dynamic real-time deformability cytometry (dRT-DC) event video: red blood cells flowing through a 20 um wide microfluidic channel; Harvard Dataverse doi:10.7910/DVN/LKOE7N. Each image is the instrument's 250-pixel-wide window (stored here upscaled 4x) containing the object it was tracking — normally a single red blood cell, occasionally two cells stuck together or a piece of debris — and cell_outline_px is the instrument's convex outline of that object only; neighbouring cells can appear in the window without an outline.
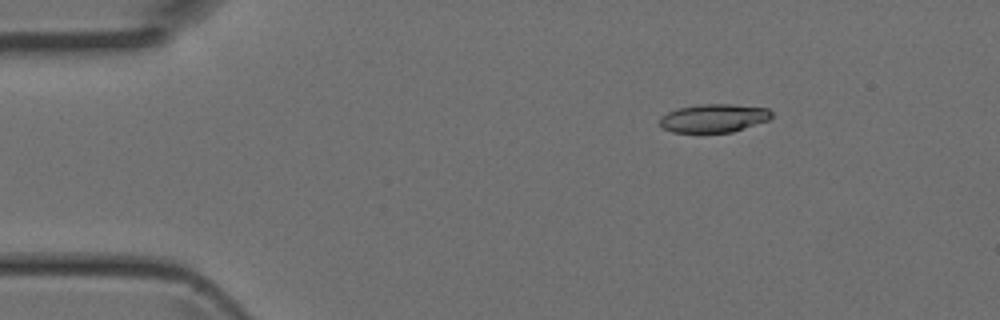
{"species": "Egyptian fruit bat (a non-hibernating species)", "species_latin": "Rousettus aegyptiacus", "temperature_condition": "room temperature", "stored_images_in_passage": 4, "camera_frame_rate_fps": 3000, "um_per_image_px": 0.085, "animal": {"sex": "female"}, "frame": {"image": 1, "passage_image": 1, "time_ms": 0.0, "image_size_px": [1000, 320], "cell_outline_px": [[772, 116], [768, 120], [732, 132], [672, 132], [664, 128], [660, 124], [660, 116], [676, 108], [696, 104], [732, 104], [768, 108], [772, 112]], "centroid_in_image_um": [60.66, 10.03], "position_along_channel_um": 24.3, "area_um2": 18.5}}
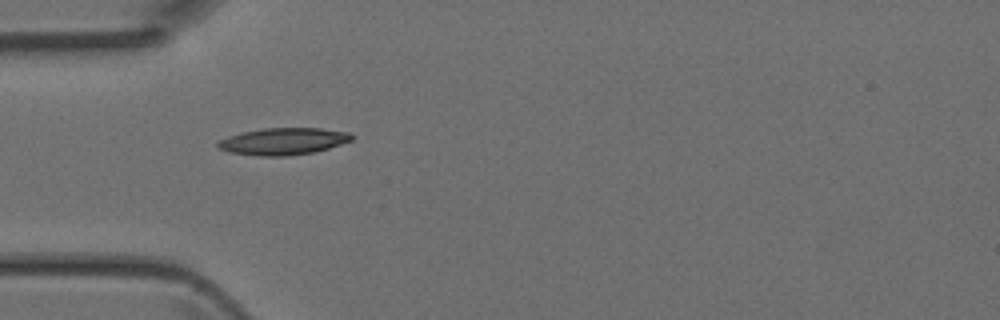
{"frame": {"image": 2, "passage_image": 3, "time_ms": 0.667, "image_size_px": [1000, 320], "cell_outline_px": [[352, 140], [328, 148], [312, 152], [288, 156], [256, 156], [228, 152], [216, 148], [216, 144], [220, 140], [228, 136], [240, 132], [264, 128], [320, 128], [348, 132], [352, 136]], "centroid_in_image_um": [24.0, 12.01], "position_along_channel_um": 61.0, "area_um2": 21.04}}
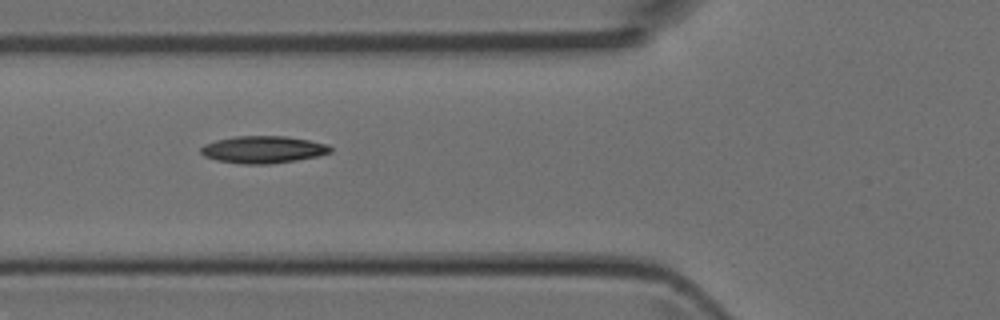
{"frame": {"image": 3, "passage_image": 4, "time_ms": 1.0, "image_size_px": [1000, 320], "cell_outline_px": [[332, 152], [316, 156], [296, 160], [268, 164], [240, 164], [216, 160], [204, 156], [200, 152], [200, 148], [204, 144], [216, 140], [236, 136], [284, 136], [308, 140], [328, 144], [332, 148]], "centroid_in_image_um": [22.34, 12.71], "position_along_channel_um": 103.5, "area_um2": 20.52}}